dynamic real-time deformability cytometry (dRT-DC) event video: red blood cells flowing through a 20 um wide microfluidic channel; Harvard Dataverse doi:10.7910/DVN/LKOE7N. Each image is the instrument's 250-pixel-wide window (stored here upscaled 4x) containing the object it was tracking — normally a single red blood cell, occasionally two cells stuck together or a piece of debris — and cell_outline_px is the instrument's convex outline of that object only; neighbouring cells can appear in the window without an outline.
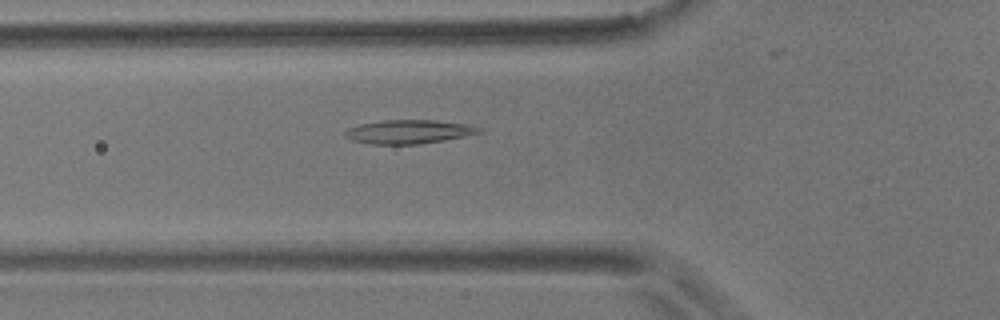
{"species": "common noctule bat (a hibernating species)", "species_latin": "Nyctalus noctula", "temperature_condition": "room temperature", "stored_images_in_passage": 46, "camera_frame_rate_fps": 3000, "um_per_image_px": 0.085, "animal": {"sex": "male", "body_mass_g": 17.9}, "frame": {"image": 1, "passage_image": 9, "time_ms": 2.667, "image_size_px": [1000, 320], "cell_outline_px": [[484, 132], [444, 140], [420, 144], [372, 144], [352, 140], [344, 136], [344, 132], [348, 128], [360, 124], [384, 120], [432, 120], [464, 124], [484, 128]], "centroid_in_image_um": [34.75, 11.2], "position_along_channel_um": 91.1, "area_um2": 18.5}}
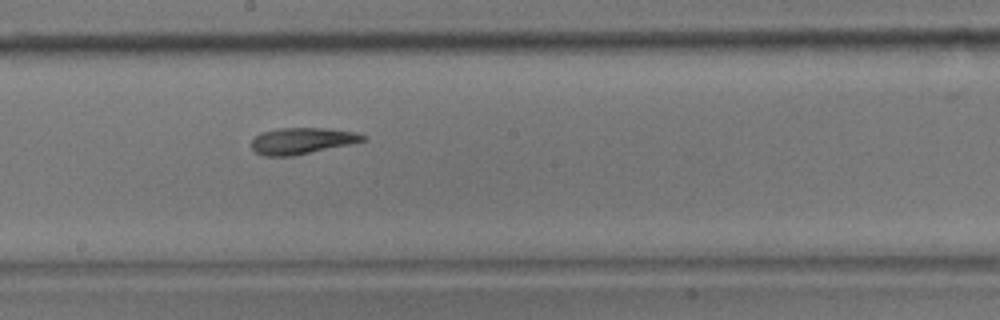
{"frame": {"image": 2, "passage_image": 20, "time_ms": 6.333, "image_size_px": [1000, 320], "cell_outline_px": [[368, 136], [364, 140], [348, 144], [292, 156], [264, 156], [256, 152], [252, 148], [252, 140], [260, 132], [280, 128], [324, 128], [352, 132]], "centroid_in_image_um": [25.61, 11.97], "position_along_channel_um": 222.6, "area_um2": 16.76}}
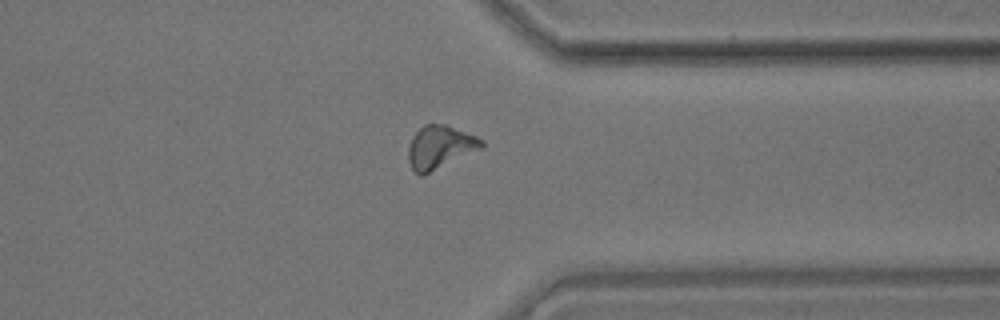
{"frame": {"image": 3, "passage_image": 33, "time_ms": 10.667, "image_size_px": [1000, 320], "cell_outline_px": [[484, 148], [420, 176], [412, 168], [408, 160], [408, 148], [412, 136], [424, 124], [444, 124], [476, 136], [484, 140]], "centroid_in_image_um": [37.41, 12.5], "position_along_channel_um": 374.0, "area_um2": 18.26}, "authors_computed_cell_mechanics": {"area_um2": 17.2533, "velocity_mm_per_s": 3.5733, "shape_relaxation_time_tau1_ms": 10.6473, "shape_relaxation_time_tau2_ms": 5.4352, "deformation_change_tau1": 0.2327, "deformation_change_tau2": 0.1066}}